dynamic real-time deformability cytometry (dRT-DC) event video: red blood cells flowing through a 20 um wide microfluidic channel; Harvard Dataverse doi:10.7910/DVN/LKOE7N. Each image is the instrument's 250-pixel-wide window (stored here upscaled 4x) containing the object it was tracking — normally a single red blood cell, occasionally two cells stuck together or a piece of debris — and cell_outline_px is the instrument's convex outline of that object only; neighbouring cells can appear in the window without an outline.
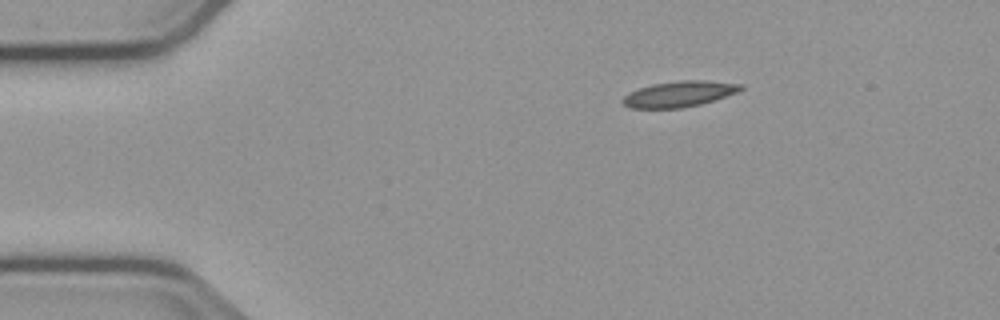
{"species": "common noctule bat (a hibernating species)", "species_latin": "Nyctalus noctula", "temperature_condition": "cold", "stored_images_in_passage": 46, "camera_frame_rate_fps": 3000, "um_per_image_px": 0.085, "animal": {"sex": "male", "body_mass_g": 23.1, "forearm_length_mm": 52.7}, "frame": {"image": 1, "passage_image": 1, "time_ms": 0.0, "image_size_px": [1000, 320], "cell_outline_px": [[744, 88], [736, 92], [700, 104], [680, 108], [632, 108], [624, 104], [620, 100], [628, 92], [652, 84], [676, 80], [704, 80], [744, 84]], "centroid_in_image_um": [57.7, 7.97], "position_along_channel_um": 27.3, "area_um2": 17.63}}
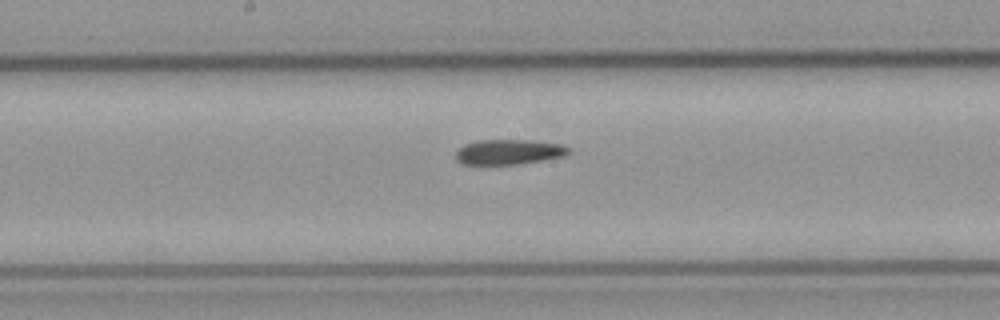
{"frame": {"image": 2, "passage_image": 20, "time_ms": 6.333, "image_size_px": [1000, 320], "cell_outline_px": [[572, 152], [564, 156], [520, 164], [464, 164], [456, 160], [456, 152], [464, 144], [480, 140], [524, 140], [560, 144], [572, 148]], "centroid_in_image_um": [43.28, 12.92], "position_along_channel_um": 204.9, "area_um2": 16.42}}
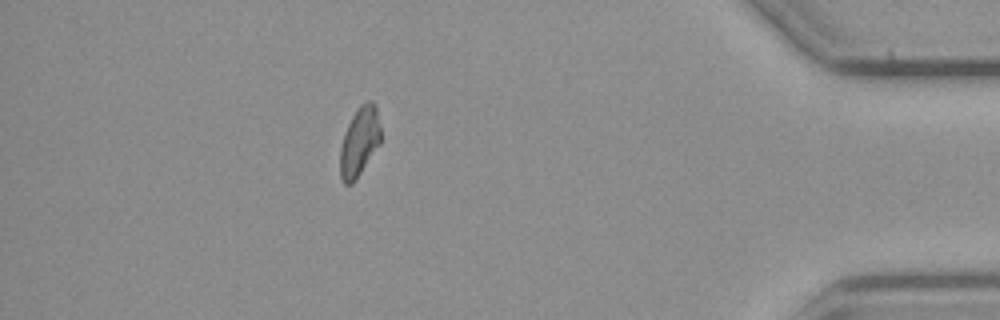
{"frame": {"image": 3, "passage_image": 40, "time_ms": 13.0, "image_size_px": [1000, 320], "cell_outline_px": [[380, 144], [352, 184], [344, 184], [340, 176], [340, 148], [344, 132], [352, 116], [360, 104], [368, 100], [372, 100], [376, 104], [380, 124]], "centroid_in_image_um": [30.56, 12.0], "position_along_channel_um": 404.6, "area_um2": 16.42}}